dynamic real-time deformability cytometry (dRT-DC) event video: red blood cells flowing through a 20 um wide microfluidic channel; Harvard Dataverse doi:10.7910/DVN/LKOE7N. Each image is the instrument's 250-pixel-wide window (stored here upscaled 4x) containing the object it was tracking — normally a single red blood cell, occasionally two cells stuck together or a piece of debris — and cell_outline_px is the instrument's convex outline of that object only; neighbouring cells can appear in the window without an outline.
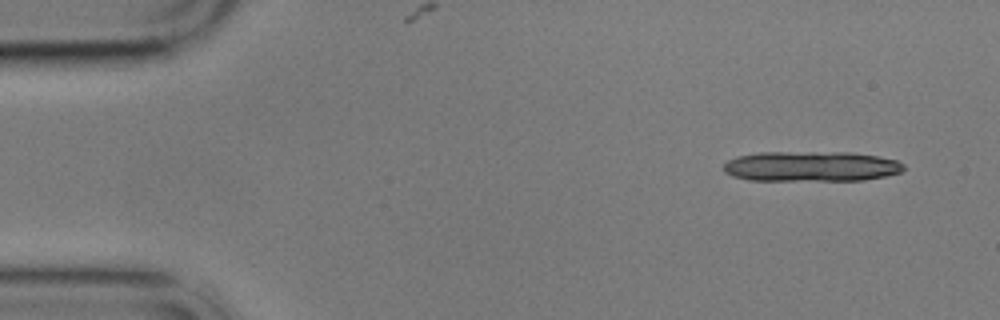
{"species": "common noctule bat (a hibernating species)", "species_latin": "Nyctalus noctula", "temperature_condition": "cold", "stored_images_in_passage": 4, "camera_frame_rate_fps": 3000, "um_per_image_px": 0.085, "animal": {"sex": "male", "body_mass_g": 17.9}, "frame": {"image": 1, "passage_image": 1, "time_ms": 0.0, "image_size_px": [1000, 320], "cell_outline_px": [[904, 168], [900, 172], [884, 176], [864, 180], [748, 180], [732, 176], [724, 172], [724, 164], [728, 160], [736, 156], [760, 152], [848, 152], [876, 156], [896, 160], [904, 164]], "centroid_in_image_um": [68.9, 14.14], "position_along_channel_um": 16.1, "area_um2": 31.73}}
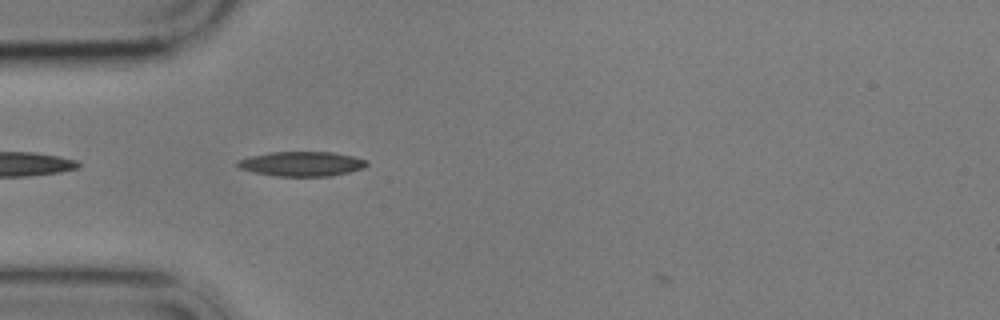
{"frame": {"image": 2, "passage_image": 4, "time_ms": 4.333, "image_size_px": [1000, 320], "cell_outline_px": [[368, 164], [364, 168], [348, 172], [328, 176], [276, 176], [256, 172], [240, 168], [236, 164], [236, 160], [248, 156], [268, 152], [332, 152], [352, 156], [368, 160]], "centroid_in_image_um": [25.63, 13.91], "position_along_channel_um": 59.4, "area_um2": 18.55}}